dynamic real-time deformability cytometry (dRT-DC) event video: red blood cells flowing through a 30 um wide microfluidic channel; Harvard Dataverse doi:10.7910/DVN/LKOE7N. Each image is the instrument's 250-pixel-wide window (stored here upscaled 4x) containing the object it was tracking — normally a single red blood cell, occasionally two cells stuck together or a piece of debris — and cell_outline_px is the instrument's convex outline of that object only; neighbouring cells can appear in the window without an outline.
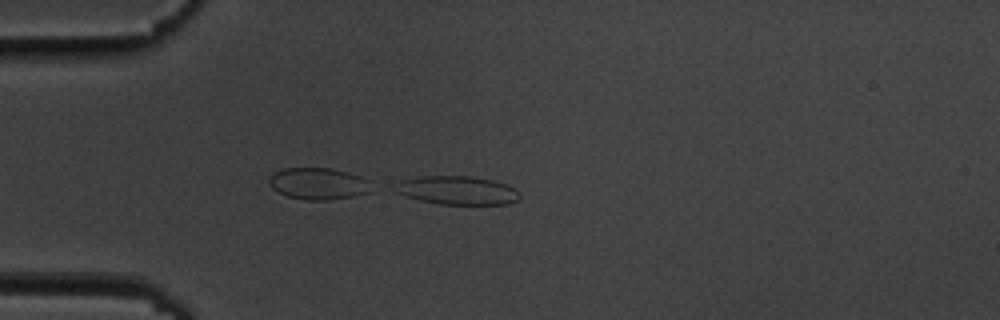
{"species": "common noctule bat (a hibernating species)", "species_latin": "Nyctalus noctula", "temperature_condition": "cold", "stored_images_in_passage": 13, "camera_frame_rate_fps": 3000, "um_per_image_px": 0.085, "animal": {"sex": "male", "body_mass_g": 19.5, "forearm_length_mm": 54.6}, "frame": {"image": 1, "passage_image": 13, "time_ms": 4.0, "image_size_px": [1000, 320], "cell_outline_px": [[520, 200], [508, 204], [440, 204], [420, 200], [396, 192], [392, 184], [400, 180], [416, 176], [472, 176], [492, 180], [504, 184], [520, 192]], "centroid_in_image_um": [38.84, 16.17], "position_along_channel_um": 46.2, "area_um2": 20.81}}